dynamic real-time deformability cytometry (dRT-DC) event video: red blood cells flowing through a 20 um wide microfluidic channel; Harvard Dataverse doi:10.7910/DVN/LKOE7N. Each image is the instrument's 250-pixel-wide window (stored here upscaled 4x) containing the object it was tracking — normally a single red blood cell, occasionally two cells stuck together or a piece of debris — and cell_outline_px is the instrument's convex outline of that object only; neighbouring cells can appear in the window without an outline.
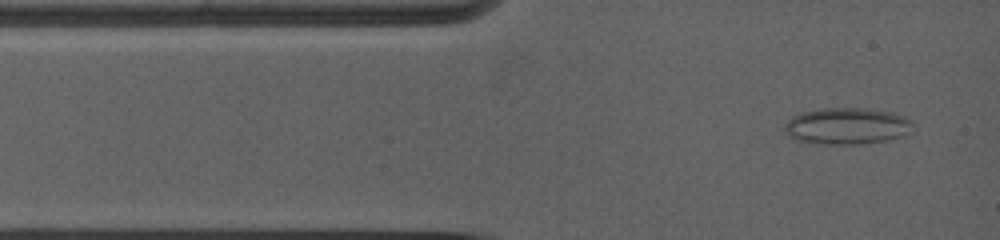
{"species": "common noctule bat (a hibernating species)", "species_latin": "Nyctalus noctula", "temperature_condition": "warm", "stored_images_in_passage": 45, "camera_frame_rate_fps": 5000, "um_per_image_px": 0.085, "animal": {"sex": "female", "body_mass_g": 19.0, "forearm_length_mm": 53.3}, "frame": {"image": 1, "passage_image": 1, "time_ms": 0.0, "image_size_px": [1000, 240], "cell_outline_px": [[912, 124], [900, 136], [884, 140], [852, 144], [816, 144], [800, 140], [788, 136], [784, 128], [784, 124], [792, 116], [800, 112], [820, 108], [868, 108], [892, 112], [904, 116], [912, 120]], "centroid_in_image_um": [71.9, 10.69], "position_along_channel_um": 13.1, "area_um2": 27.05}}
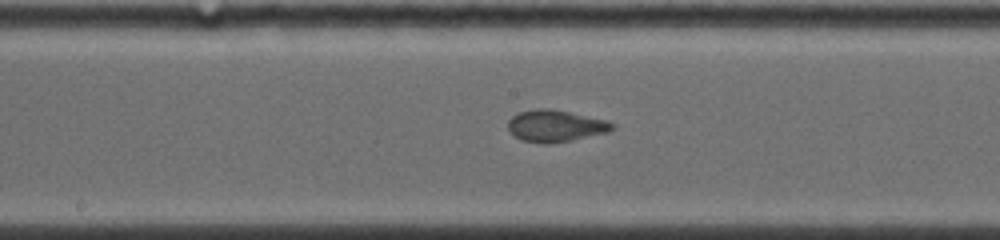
{"frame": {"image": 2, "passage_image": 14, "time_ms": 5.6, "image_size_px": [1000, 240], "cell_outline_px": [[616, 128], [608, 132], [572, 140], [552, 144], [540, 144], [520, 140], [508, 128], [508, 120], [512, 116], [520, 112], [536, 108], [552, 108], [604, 120], [616, 124]], "centroid_in_image_um": [47.21, 10.71], "position_along_channel_um": 201.0, "area_um2": 19.42}}
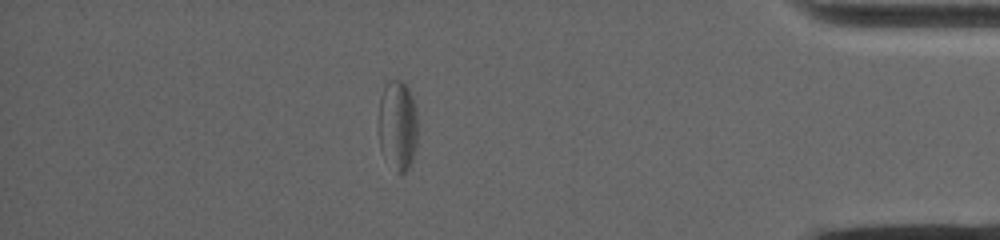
{"frame": {"image": 3, "passage_image": 33, "time_ms": 11.8, "image_size_px": [1000, 240], "cell_outline_px": [[416, 148], [412, 160], [408, 168], [404, 172], [396, 172], [380, 148], [380, 96], [388, 80], [400, 80], [408, 88], [412, 96], [416, 112]], "centroid_in_image_um": [33.81, 10.63], "position_along_channel_um": 401.4, "area_um2": 20.0}, "authors_computed_cell_mechanics": {"area_um2": 19.9988, "velocity_mm_per_s": 3.9264, "shape_relaxation_time_tau1_ms": null, "shape_relaxation_time_tau2_ms": 0.8509, "deformation_change_tau1": null, "deformation_change_tau2": 0.0623}}